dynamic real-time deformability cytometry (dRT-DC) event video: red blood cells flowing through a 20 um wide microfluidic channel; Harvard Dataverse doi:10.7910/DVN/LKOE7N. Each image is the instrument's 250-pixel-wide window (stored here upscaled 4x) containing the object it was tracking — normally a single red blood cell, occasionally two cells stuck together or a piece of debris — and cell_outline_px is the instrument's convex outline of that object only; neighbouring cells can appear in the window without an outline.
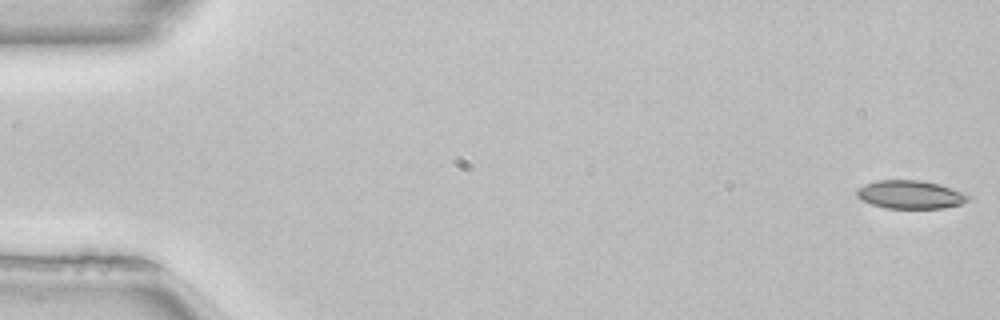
{"species": "common noctule bat (a hibernating species)", "species_latin": "Nyctalus noctula", "temperature_condition": "room temperature", "stored_images_in_passage": 51, "camera_frame_rate_fps": 3000, "um_per_image_px": 0.085, "animal": {"sex": "female", "body_mass_g": 22.7, "forearm_length_mm": 54.2}, "frame": {"image": 1, "passage_image": 1, "time_ms": 0.0, "image_size_px": [1000, 320], "cell_outline_px": [[976, 196], [960, 204], [944, 208], [884, 208], [860, 200], [856, 196], [856, 188], [864, 184], [876, 180], [924, 180], [940, 184], [968, 192]], "centroid_in_image_um": [77.43, 16.53], "position_along_channel_um": 7.6, "area_um2": 18.96}}
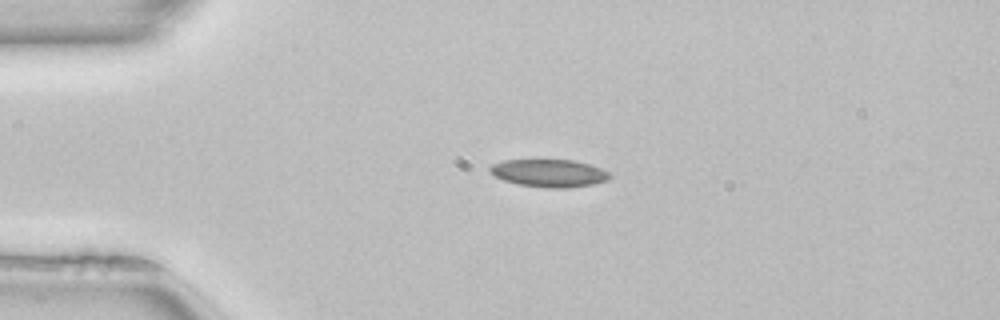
{"frame": {"image": 2, "passage_image": 12, "time_ms": 3.667, "image_size_px": [1000, 320], "cell_outline_px": [[612, 176], [608, 180], [592, 184], [564, 188], [548, 188], [520, 184], [504, 180], [496, 176], [488, 168], [492, 164], [504, 160], [576, 160], [600, 168], [608, 172]], "centroid_in_image_um": [46.69, 14.71], "position_along_channel_um": 38.3, "area_um2": 19.07}}
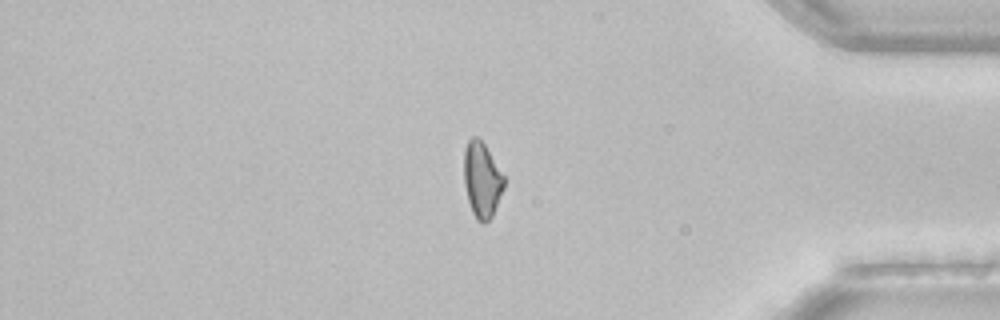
{"frame": {"image": 3, "passage_image": 43, "time_ms": 14.0, "image_size_px": [1000, 320], "cell_outline_px": [[504, 188], [492, 216], [484, 224], [476, 220], [472, 212], [468, 200], [464, 184], [464, 148], [468, 140], [472, 136], [476, 136], [484, 144], [504, 176]], "centroid_in_image_um": [40.95, 15.29], "position_along_channel_um": 394.3, "area_um2": 17.51}, "authors_computed_cell_mechanics": {"area_um2": 18.5538, "velocity_mm_per_s": 4.0304, "shape_relaxation_time_tau1_ms": 5.6453, "shape_relaxation_time_tau2_ms": 7.5501, "deformation_change_tau1": 0.1477, "deformation_change_tau2": 0.1506}}